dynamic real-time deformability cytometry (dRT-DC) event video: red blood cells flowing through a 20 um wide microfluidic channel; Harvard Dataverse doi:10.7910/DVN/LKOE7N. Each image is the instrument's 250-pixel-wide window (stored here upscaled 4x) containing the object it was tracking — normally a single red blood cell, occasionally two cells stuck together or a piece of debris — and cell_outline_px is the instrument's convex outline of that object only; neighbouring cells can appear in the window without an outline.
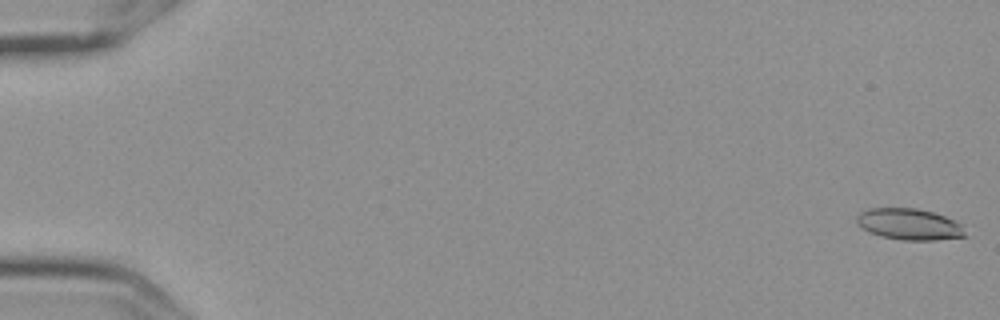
{"species": "Egyptian fruit bat (a non-hibernating species)", "species_latin": "Rousettus aegyptiacus", "temperature_condition": "cold", "stored_images_in_passage": 7, "camera_frame_rate_fps": 3000, "um_per_image_px": 0.085, "frame": {"image": 1, "passage_image": 1, "time_ms": 0.0, "image_size_px": [1000, 320], "cell_outline_px": [[968, 236], [936, 240], [904, 240], [880, 236], [864, 228], [856, 220], [856, 216], [860, 212], [868, 208], [916, 208], [932, 212], [956, 220], [960, 224]], "centroid_in_image_um": [77.32, 19.05], "position_along_channel_um": 7.7, "area_um2": 19.65}}
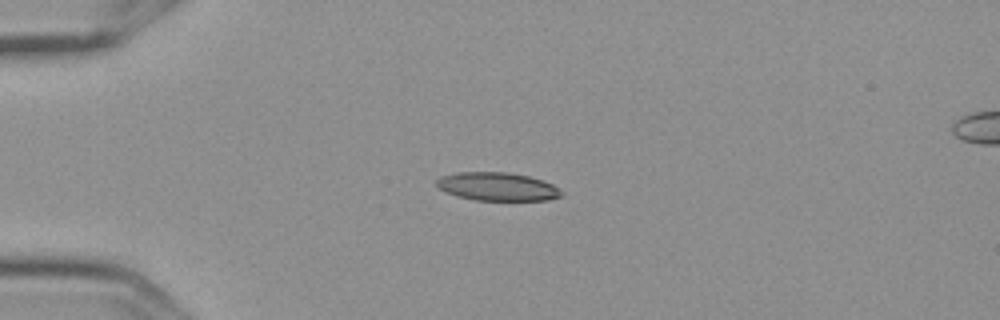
{"frame": {"image": 2, "passage_image": 5, "time_ms": 1.333, "image_size_px": [1000, 320], "cell_outline_px": [[564, 196], [548, 200], [472, 200], [456, 196], [444, 192], [436, 184], [436, 180], [440, 176], [456, 172], [508, 172], [528, 176], [544, 180], [560, 188], [564, 192]], "centroid_in_image_um": [42.3, 15.86], "position_along_channel_um": 42.7, "area_um2": 20.92}}
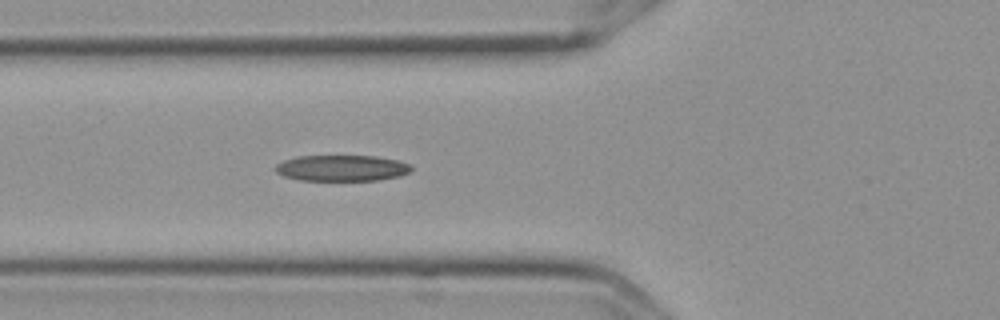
{"frame": {"image": 3, "passage_image": 7, "time_ms": 2.0, "image_size_px": [1000, 320], "cell_outline_px": [[412, 172], [400, 176], [376, 180], [300, 180], [284, 176], [276, 172], [272, 168], [276, 164], [284, 160], [296, 156], [376, 156], [396, 160], [408, 164], [412, 168]], "centroid_in_image_um": [29.02, 14.28], "position_along_channel_um": 96.8, "area_um2": 20.63}}